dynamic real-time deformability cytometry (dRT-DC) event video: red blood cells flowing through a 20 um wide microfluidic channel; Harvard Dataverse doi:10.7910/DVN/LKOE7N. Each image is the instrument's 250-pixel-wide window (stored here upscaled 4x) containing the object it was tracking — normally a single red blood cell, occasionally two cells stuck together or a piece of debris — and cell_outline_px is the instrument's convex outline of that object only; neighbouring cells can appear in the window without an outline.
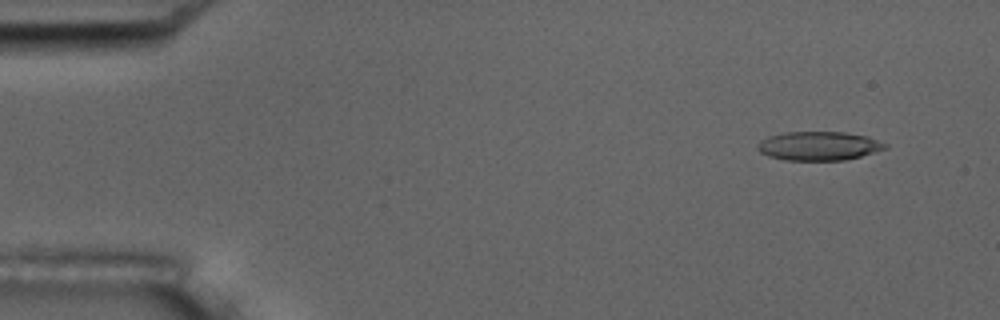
{"species": "common noctule bat (a hibernating species)", "species_latin": "Nyctalus noctula", "temperature_condition": "room temperature", "stored_images_in_passage": 6, "camera_frame_rate_fps": 3000, "um_per_image_px": 0.085, "animal": {"sex": "male", "body_mass_g": 17.5, "forearm_length_mm": 52.3}, "frame": {"image": 1, "passage_image": 6, "time_ms": 1.667, "image_size_px": [1000, 320], "cell_outline_px": [[888, 148], [860, 156], [844, 160], [784, 160], [768, 156], [760, 152], [756, 148], [756, 144], [760, 140], [768, 136], [784, 132], [844, 132], [868, 136], [888, 144]], "centroid_in_image_um": [69.57, 12.4], "position_along_channel_um": 15.4, "area_um2": 21.62}}